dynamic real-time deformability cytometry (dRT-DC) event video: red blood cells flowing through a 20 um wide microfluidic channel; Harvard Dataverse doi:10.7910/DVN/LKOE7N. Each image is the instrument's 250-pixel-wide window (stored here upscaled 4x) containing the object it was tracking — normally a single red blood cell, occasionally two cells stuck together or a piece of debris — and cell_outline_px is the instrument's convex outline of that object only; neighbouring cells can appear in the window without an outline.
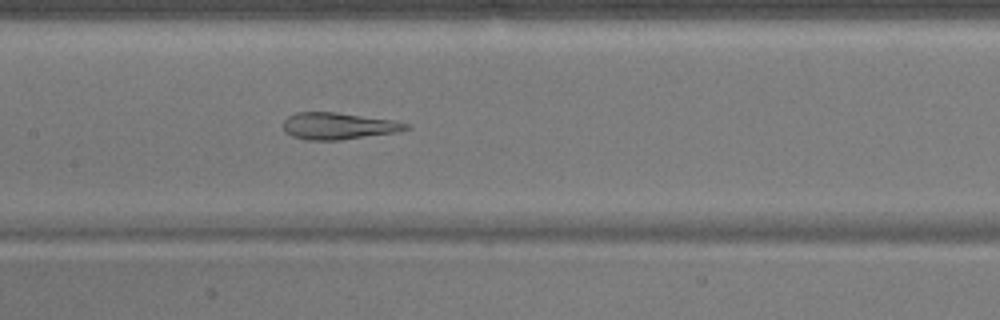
{"species": "common noctule bat (a hibernating species)", "species_latin": "Nyctalus noctula", "temperature_condition": "warm", "stored_images_in_passage": 51, "camera_frame_rate_fps": 3000, "um_per_image_px": 0.085, "animal": {"sex": "male", "body_mass_g": 17.9}, "frame": {"image": 1, "passage_image": 24, "time_ms": 7.667, "image_size_px": [1000, 320], "cell_outline_px": [[412, 128], [396, 132], [340, 140], [308, 140], [292, 136], [284, 132], [284, 120], [288, 116], [296, 112], [336, 112], [392, 120], [412, 124]], "centroid_in_image_um": [28.77, 10.71], "position_along_channel_um": 178.6, "area_um2": 19.19}}
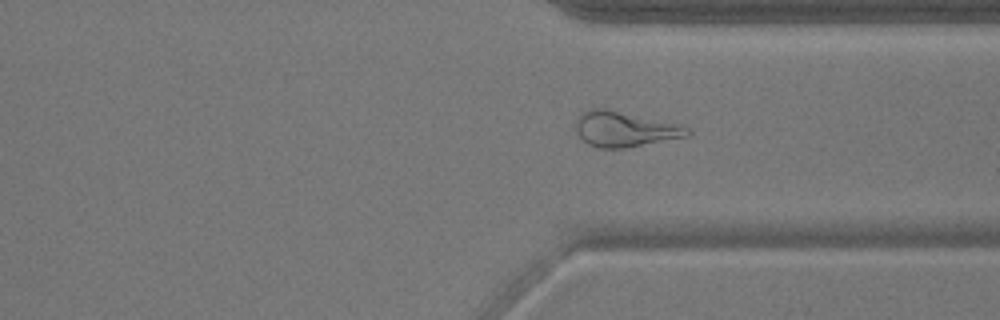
{"frame": {"image": 2, "passage_image": 38, "time_ms": 12.333, "image_size_px": [1000, 320], "cell_outline_px": [[692, 132], [688, 136], [624, 148], [600, 148], [588, 144], [576, 132], [572, 124], [576, 116], [580, 112], [588, 108], [608, 108], [680, 124], [692, 128]], "centroid_in_image_um": [53.06, 10.94], "position_along_channel_um": 358.3, "area_um2": 23.52}}
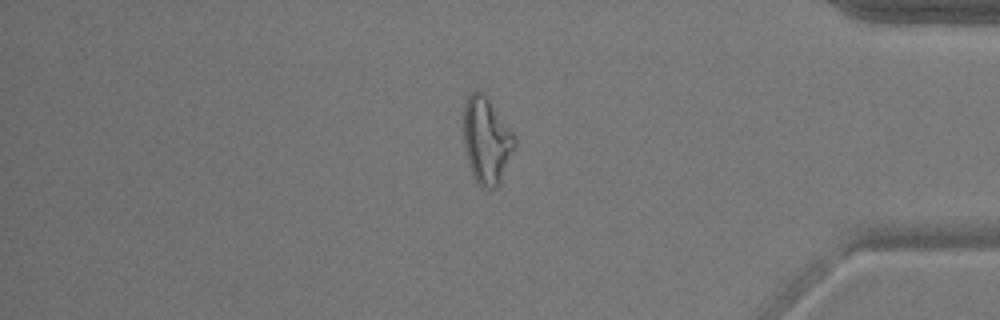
{"frame": {"image": 3, "passage_image": 43, "time_ms": 14.0, "image_size_px": [1000, 320], "cell_outline_px": [[516, 144], [500, 180], [496, 188], [480, 188], [472, 172], [464, 148], [464, 104], [468, 96], [476, 88], [488, 100], [516, 136]], "centroid_in_image_um": [41.34, 11.94], "position_along_channel_um": 393.9, "area_um2": 25.2}, "authors_computed_cell_mechanics": {"area_um2": 25.2586, "velocity_mm_per_s": 3.8534, "shape_relaxation_time_tau1_ms": null, "shape_relaxation_time_tau2_ms": 2.9346, "deformation_change_tau1": null, "deformation_change_tau2": 0.0833}}